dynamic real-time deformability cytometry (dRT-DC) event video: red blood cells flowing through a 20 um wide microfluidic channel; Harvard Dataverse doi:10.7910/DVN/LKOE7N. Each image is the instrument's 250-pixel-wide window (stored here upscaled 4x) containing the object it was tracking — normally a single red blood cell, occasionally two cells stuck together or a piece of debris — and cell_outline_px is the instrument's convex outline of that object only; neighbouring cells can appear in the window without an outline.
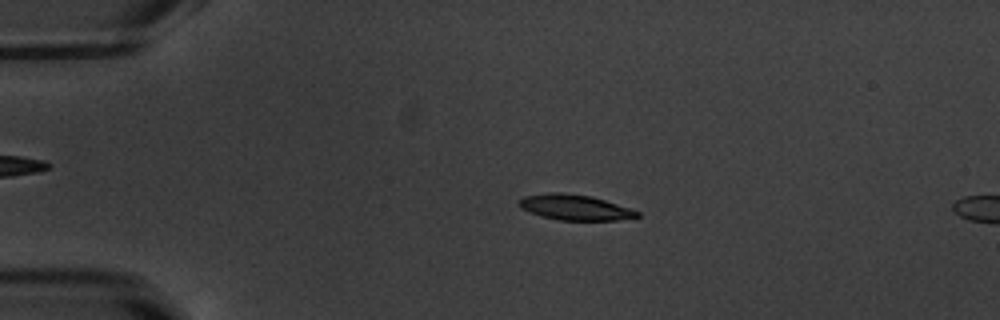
{"species": "common noctule bat (a hibernating species)", "species_latin": "Nyctalus noctula", "temperature_condition": "warm", "stored_images_in_passage": 16, "camera_frame_rate_fps": 3000, "um_per_image_px": 0.085, "animal": {"sex": "male", "body_mass_g": 20.1, "forearm_length_mm": 53.5}, "frame": {"image": 1, "passage_image": 12, "time_ms": 3.667, "image_size_px": [1000, 320], "cell_outline_px": [[640, 216], [616, 220], [560, 220], [540, 216], [520, 208], [520, 200], [524, 196], [548, 192], [560, 192], [592, 196], [640, 212]], "centroid_in_image_um": [48.84, 17.62], "position_along_channel_um": 36.2, "area_um2": 17.34}}